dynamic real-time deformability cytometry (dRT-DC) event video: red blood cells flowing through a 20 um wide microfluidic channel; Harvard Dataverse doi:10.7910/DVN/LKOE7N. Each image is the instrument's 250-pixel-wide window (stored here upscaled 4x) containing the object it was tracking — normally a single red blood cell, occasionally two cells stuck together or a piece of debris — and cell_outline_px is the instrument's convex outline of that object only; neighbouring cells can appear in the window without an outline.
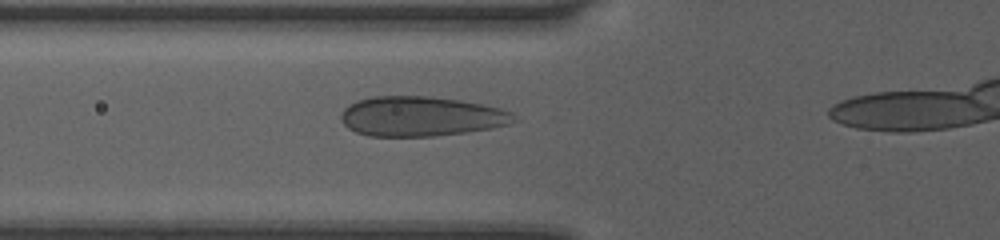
{"species": "human", "species_latin": "Homo sapiens", "temperature_condition": "room temperature", "stored_images_in_passage": 36, "camera_frame_rate_fps": 3000, "um_per_image_px": 0.085, "donor": {"sex": "female"}, "frame": {"image": 1, "passage_image": 6, "time_ms": 1.0, "image_size_px": [1000, 240], "cell_outline_px": [[520, 120], [508, 124], [492, 128], [436, 136], [368, 136], [356, 132], [348, 128], [340, 120], [340, 112], [348, 104], [356, 100], [372, 96], [432, 96], [460, 100], [484, 104], [500, 108], [512, 112]], "centroid_in_image_um": [35.78, 9.88], "position_along_channel_um": 90.0, "area_um2": 40.58}}
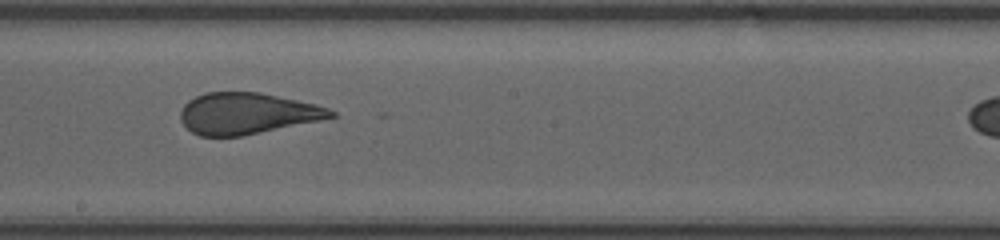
{"frame": {"image": 2, "passage_image": 23, "time_ms": 4.333, "image_size_px": [1000, 240], "cell_outline_px": [[336, 116], [320, 120], [240, 136], [200, 136], [192, 132], [180, 120], [180, 112], [184, 104], [188, 100], [204, 92], [260, 92], [316, 104], [328, 108], [336, 112]], "centroid_in_image_um": [20.98, 9.63], "position_along_channel_um": 227.2, "area_um2": 36.01}}
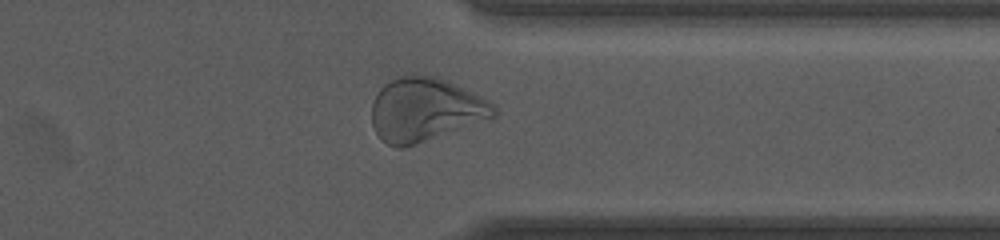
{"frame": {"image": 3, "passage_image": 34, "time_ms": 8.0, "image_size_px": [1000, 240], "cell_outline_px": [[496, 116], [416, 144], [404, 148], [396, 148], [388, 144], [376, 132], [372, 124], [372, 104], [380, 88], [384, 84], [400, 76], [436, 76], [464, 88], [496, 104]], "centroid_in_image_um": [36.14, 9.32], "position_along_channel_um": 375.3, "area_um2": 44.62}}